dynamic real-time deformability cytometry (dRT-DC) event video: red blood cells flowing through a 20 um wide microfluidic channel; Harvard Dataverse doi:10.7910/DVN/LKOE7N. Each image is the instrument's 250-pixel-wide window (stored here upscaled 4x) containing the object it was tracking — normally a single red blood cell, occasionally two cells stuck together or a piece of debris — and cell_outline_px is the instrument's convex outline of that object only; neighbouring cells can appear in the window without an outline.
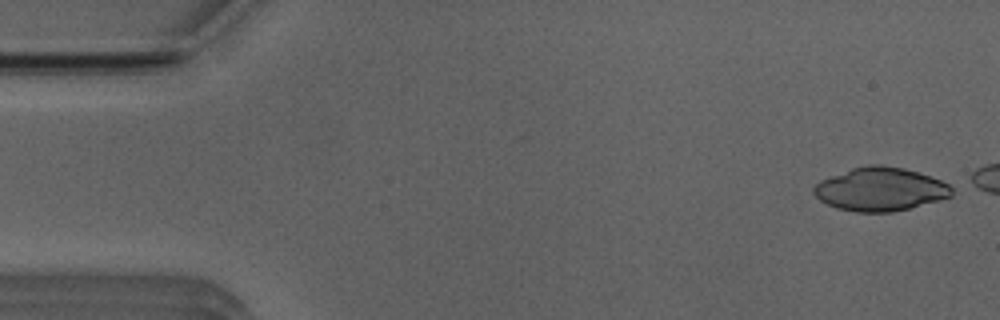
{"species": "Egyptian fruit bat (a non-hibernating species)", "species_latin": "Rousettus aegyptiacus", "temperature_condition": "room temperature", "stored_images_in_passage": 5, "camera_frame_rate_fps": 3000, "um_per_image_px": 0.085, "animal": {"sex": "male"}, "frame": {"image": 1, "passage_image": 1, "time_ms": 0.0, "image_size_px": [1000, 320], "cell_outline_px": [[952, 196], [940, 200], [892, 212], [856, 212], [836, 208], [820, 200], [812, 192], [812, 188], [820, 180], [852, 168], [868, 164], [880, 164], [904, 168], [940, 180], [948, 184], [952, 188]], "centroid_in_image_um": [74.79, 16.08], "position_along_channel_um": 10.2, "area_um2": 34.8}}